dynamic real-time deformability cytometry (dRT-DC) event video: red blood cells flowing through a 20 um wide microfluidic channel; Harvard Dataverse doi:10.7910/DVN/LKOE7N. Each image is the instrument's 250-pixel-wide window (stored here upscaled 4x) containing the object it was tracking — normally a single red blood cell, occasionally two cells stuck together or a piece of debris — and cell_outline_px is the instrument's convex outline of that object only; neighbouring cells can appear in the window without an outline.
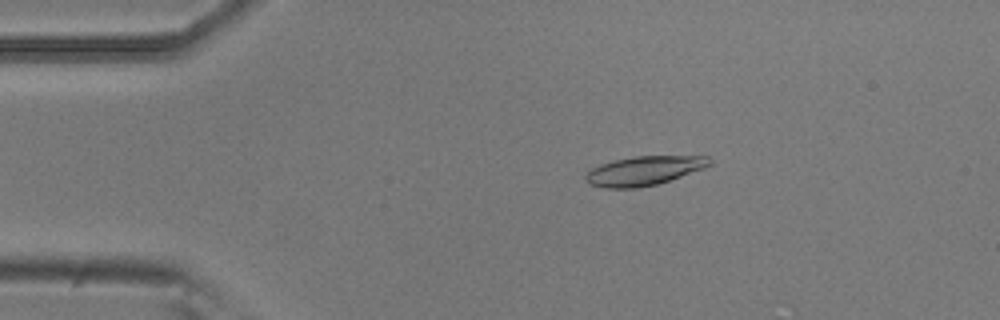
{"species": "common noctule bat (a hibernating species)", "species_latin": "Nyctalus noctula", "temperature_condition": "room temperature", "stored_images_in_passage": 54, "camera_frame_rate_fps": 3000, "um_per_image_px": 0.085, "animal": {"sex": "male", "body_mass_g": 20.5, "forearm_length_mm": 52.5}, "frame": {"image": 1, "passage_image": 10, "time_ms": 3.0, "image_size_px": [1000, 320], "cell_outline_px": [[712, 164], [704, 168], [656, 184], [636, 188], [604, 188], [588, 184], [584, 180], [584, 176], [592, 168], [600, 164], [612, 160], [632, 156], [708, 156], [712, 160]], "centroid_in_image_um": [54.69, 14.5], "position_along_channel_um": 30.3, "area_um2": 21.1}}
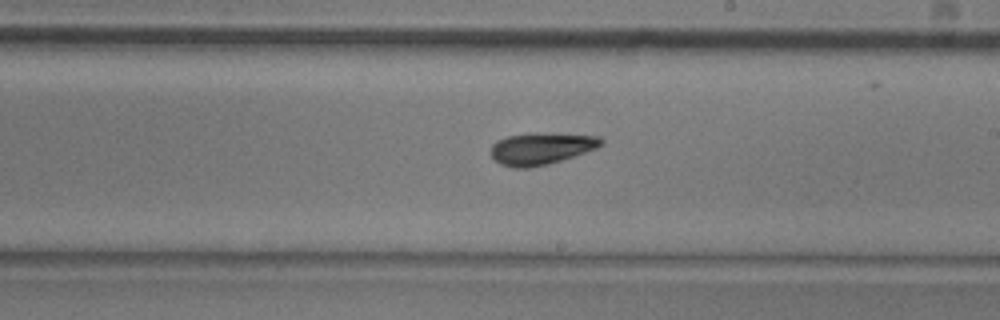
{"frame": {"image": 2, "passage_image": 31, "time_ms": 10.0, "image_size_px": [1000, 320], "cell_outline_px": [[604, 144], [596, 148], [548, 164], [528, 168], [512, 168], [500, 164], [492, 156], [492, 144], [496, 140], [508, 136], [600, 136], [604, 140]], "centroid_in_image_um": [45.96, 12.69], "position_along_channel_um": 243.0, "area_um2": 19.13}}
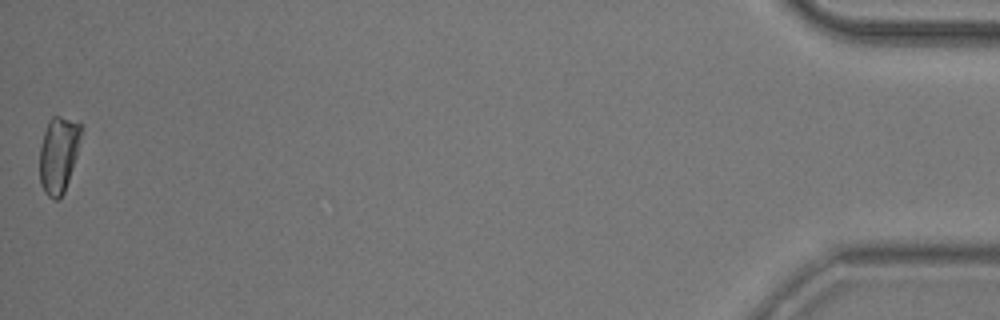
{"frame": {"image": 3, "passage_image": 54, "time_ms": 17.667, "image_size_px": [1000, 320], "cell_outline_px": [[84, 124], [76, 156], [64, 192], [56, 200], [52, 200], [44, 192], [40, 184], [40, 148], [44, 132], [48, 120], [52, 116], [60, 116], [80, 120]], "centroid_in_image_um": [4.99, 13.07], "position_along_channel_um": 430.2, "area_um2": 18.67}, "authors_computed_cell_mechanics": {"area_um2": 19.4786, "velocity_mm_per_s": 3.7431, "shape_relaxation_time_tau1_ms": null, "shape_relaxation_time_tau2_ms": 5.6914, "deformation_change_tau1": null, "deformation_change_tau2": 0.1386}}